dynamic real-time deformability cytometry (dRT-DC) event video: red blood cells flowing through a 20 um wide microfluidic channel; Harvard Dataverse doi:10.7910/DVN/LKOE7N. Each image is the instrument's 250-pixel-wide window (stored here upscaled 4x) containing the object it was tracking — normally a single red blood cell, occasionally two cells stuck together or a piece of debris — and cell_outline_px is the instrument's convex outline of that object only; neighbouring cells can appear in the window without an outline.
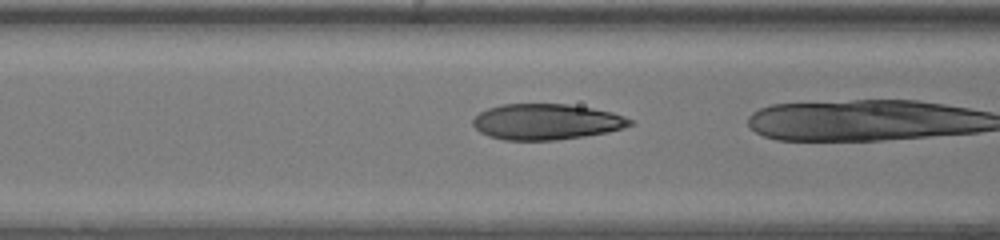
{"species": "human", "species_latin": "Homo sapiens", "temperature_condition": "warm", "stored_images_in_passage": 34, "camera_frame_rate_fps": 3000, "um_per_image_px": 0.085, "donor": {"sex": "female"}, "frame": {"image": 1, "passage_image": 16, "time_ms": 5.0, "image_size_px": [1000, 240], "cell_outline_px": [[632, 124], [624, 128], [608, 132], [584, 136], [556, 140], [504, 140], [488, 136], [480, 132], [472, 124], [472, 120], [480, 112], [488, 108], [500, 104], [568, 104], [592, 108], [612, 112], [624, 116], [632, 120]], "centroid_in_image_um": [46.43, 10.35], "position_along_channel_um": 120.2, "area_um2": 32.83}}
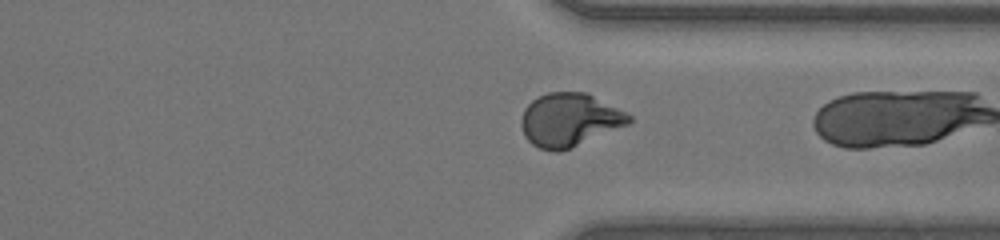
{"frame": {"image": 2, "passage_image": 33, "time_ms": 10.667, "image_size_px": [1000, 240], "cell_outline_px": [[632, 120], [628, 124], [560, 152], [552, 152], [540, 148], [532, 144], [524, 136], [520, 124], [520, 120], [524, 108], [536, 96], [548, 92], [588, 92], [628, 112], [632, 116]], "centroid_in_image_um": [48.39, 10.17], "position_along_channel_um": 363.0, "area_um2": 33.76}}